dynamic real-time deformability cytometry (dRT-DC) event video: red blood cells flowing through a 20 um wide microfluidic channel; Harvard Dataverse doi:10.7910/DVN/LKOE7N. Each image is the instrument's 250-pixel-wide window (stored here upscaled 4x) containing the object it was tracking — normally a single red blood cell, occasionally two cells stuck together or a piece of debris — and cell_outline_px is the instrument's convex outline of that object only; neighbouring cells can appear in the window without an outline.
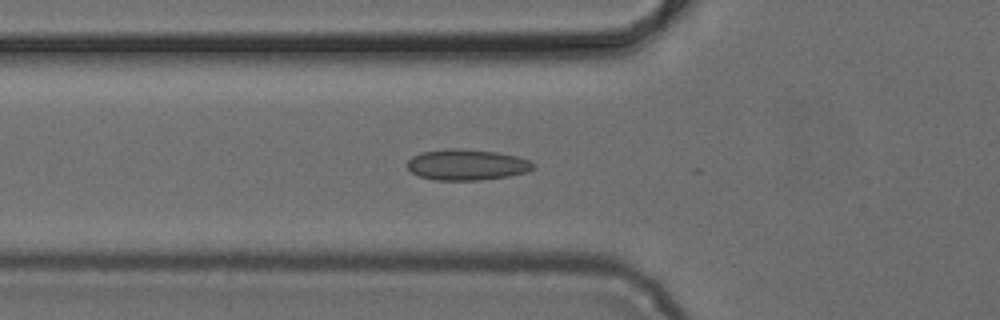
{"species": "common noctule bat (a hibernating species)", "species_latin": "Nyctalus noctula", "temperature_condition": "cold", "stored_images_in_passage": 34, "camera_frame_rate_fps": 3000, "um_per_image_px": 0.085, "animal": {"sex": "female", "body_mass_g": 24.6, "forearm_length_mm": 56.2}, "frame": {"image": 1, "passage_image": 2, "time_ms": 0.333, "image_size_px": [1000, 320], "cell_outline_px": [[536, 168], [528, 172], [508, 176], [480, 180], [436, 180], [420, 176], [412, 172], [408, 168], [408, 160], [412, 156], [420, 152], [448, 148], [460, 148], [496, 152], [516, 156], [528, 160], [536, 164]], "centroid_in_image_um": [39.7, 13.99], "position_along_channel_um": 86.1, "area_um2": 22.77}}
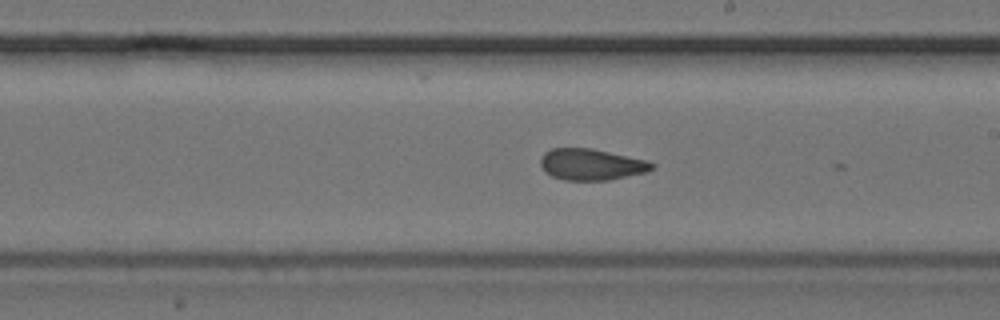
{"frame": {"image": 2, "passage_image": 13, "time_ms": 4.0, "image_size_px": [1000, 320], "cell_outline_px": [[656, 164], [648, 172], [608, 180], [564, 180], [552, 176], [544, 172], [540, 164], [540, 160], [544, 152], [552, 148], [592, 148], [648, 160]], "centroid_in_image_um": [50.26, 13.97], "position_along_channel_um": 238.7, "area_um2": 20.52}}
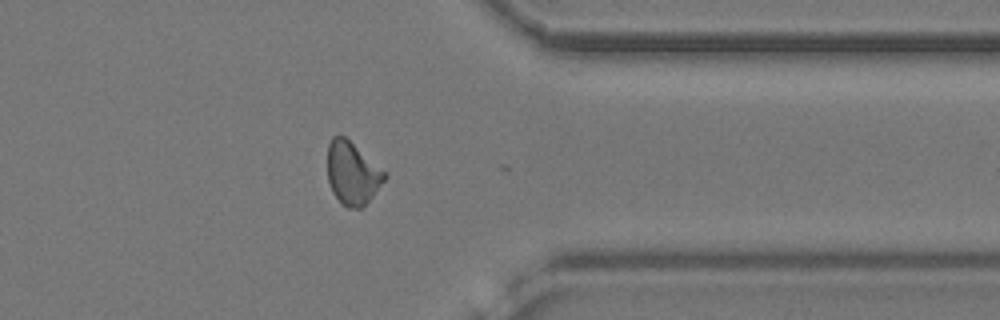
{"frame": {"image": 3, "passage_image": 24, "time_ms": 7.667, "image_size_px": [1000, 320], "cell_outline_px": [[388, 176], [372, 196], [360, 208], [348, 208], [332, 192], [328, 180], [328, 144], [332, 136], [340, 132], [388, 172]], "centroid_in_image_um": [29.97, 14.66], "position_along_channel_um": 381.4, "area_um2": 21.04}}